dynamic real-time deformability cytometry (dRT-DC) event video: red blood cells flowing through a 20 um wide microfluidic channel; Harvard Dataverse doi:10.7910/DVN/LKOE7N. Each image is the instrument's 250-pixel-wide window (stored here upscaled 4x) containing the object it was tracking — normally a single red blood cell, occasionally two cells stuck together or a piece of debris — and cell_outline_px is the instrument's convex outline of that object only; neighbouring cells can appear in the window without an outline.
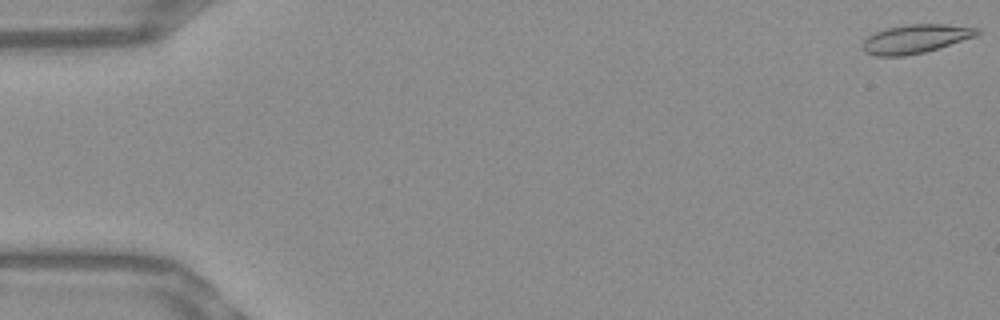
{"species": "Egyptian fruit bat (a non-hibernating species)", "species_latin": "Rousettus aegyptiacus", "temperature_condition": "warm", "stored_images_in_passage": 54, "camera_frame_rate_fps": 3000, "um_per_image_px": 0.085, "frame": {"image": 1, "passage_image": 1, "time_ms": 0.0, "image_size_px": [1000, 320], "cell_outline_px": [[980, 32], [976, 36], [924, 52], [904, 56], [876, 56], [864, 52], [864, 40], [868, 36], [876, 32], [888, 28], [908, 24], [944, 24], [980, 28]], "centroid_in_image_um": [77.83, 3.3], "position_along_channel_um": 7.2, "area_um2": 18.9}}
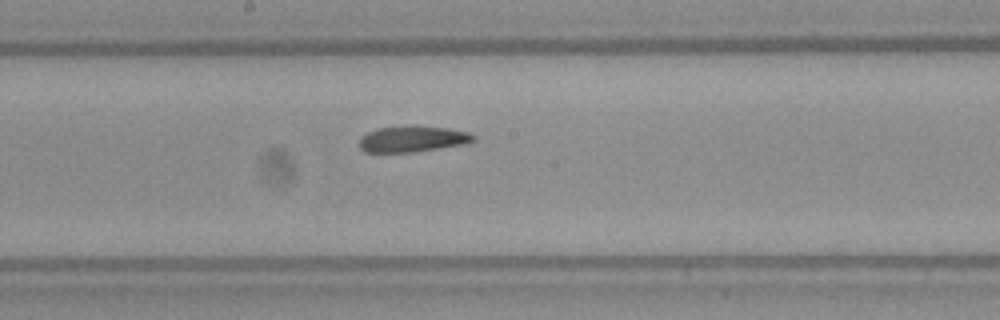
{"frame": {"image": 2, "passage_image": 29, "time_ms": 9.333, "image_size_px": [1000, 320], "cell_outline_px": [[476, 140], [464, 144], [412, 152], [364, 152], [360, 148], [360, 136], [368, 132], [380, 128], [448, 128], [468, 132], [476, 136]], "centroid_in_image_um": [35.07, 11.85], "position_along_channel_um": 213.1, "area_um2": 16.53}}
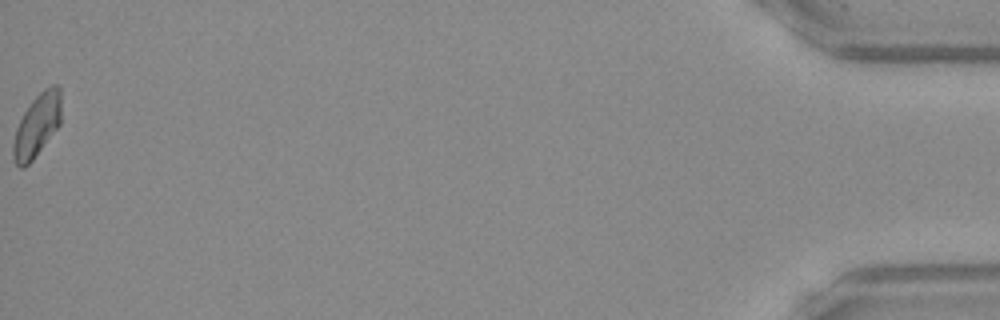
{"frame": {"image": 3, "passage_image": 54, "time_ms": 17.667, "image_size_px": [1000, 320], "cell_outline_px": [[60, 124], [32, 160], [24, 168], [20, 168], [16, 164], [12, 156], [12, 144], [16, 128], [24, 112], [32, 100], [44, 88], [52, 84], [56, 84], [60, 88]], "centroid_in_image_um": [3.12, 10.66], "position_along_channel_um": 432.1, "area_um2": 17.46}, "authors_computed_cell_mechanics": {"area_um2": 17.8024, "velocity_mm_per_s": 3.8298, "shape_relaxation_time_tau1_ms": 9.8003, "shape_relaxation_time_tau2_ms": 2.4959, "deformation_change_tau1": 0.2033, "deformation_change_tau2": 0.0721}}